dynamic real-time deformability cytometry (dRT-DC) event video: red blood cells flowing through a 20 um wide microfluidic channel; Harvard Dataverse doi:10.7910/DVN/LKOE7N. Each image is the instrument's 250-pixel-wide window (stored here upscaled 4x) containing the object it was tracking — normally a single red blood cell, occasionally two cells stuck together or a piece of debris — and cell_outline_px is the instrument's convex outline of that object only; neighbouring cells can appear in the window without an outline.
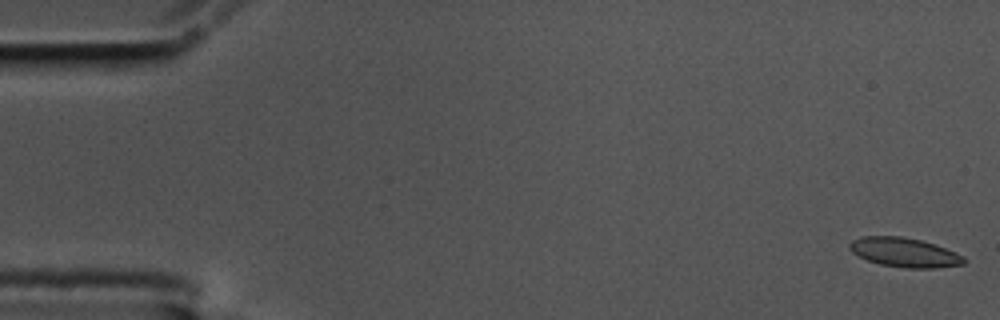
{"species": "common noctule bat (a hibernating species)", "species_latin": "Nyctalus noctula", "temperature_condition": "cold", "stored_images_in_passage": 59, "camera_frame_rate_fps": 3000, "um_per_image_px": 0.085, "animal": {"sex": "male", "body_mass_g": 17.5, "forearm_length_mm": 52.3}, "frame": {"image": 1, "passage_image": 1, "time_ms": 0.0, "image_size_px": [1000, 320], "cell_outline_px": [[968, 260], [964, 264], [936, 268], [904, 268], [880, 264], [868, 260], [852, 252], [848, 248], [848, 244], [852, 240], [860, 236], [900, 236], [920, 240], [936, 244], [964, 256]], "centroid_in_image_um": [76.89, 21.45], "position_along_channel_um": 8.1, "area_um2": 19.65}}
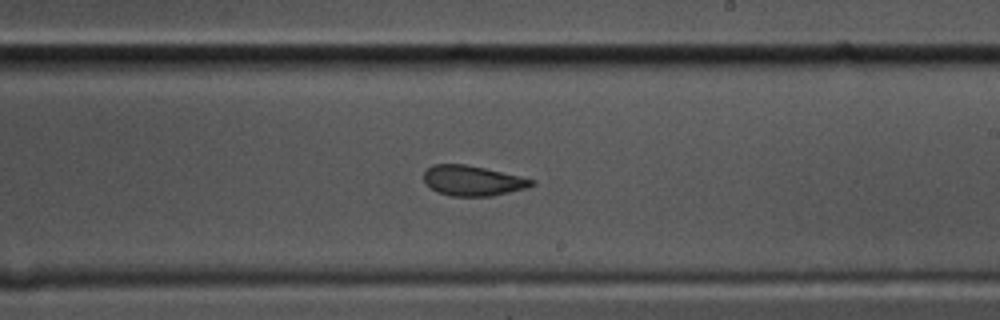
{"frame": {"image": 2, "passage_image": 34, "time_ms": 11.0, "image_size_px": [1000, 320], "cell_outline_px": [[536, 184], [524, 188], [492, 196], [452, 196], [436, 192], [424, 184], [424, 172], [432, 164], [464, 164], [484, 168], [520, 176], [536, 180]], "centroid_in_image_um": [40.14, 15.36], "position_along_channel_um": 248.9, "area_um2": 18.96}}
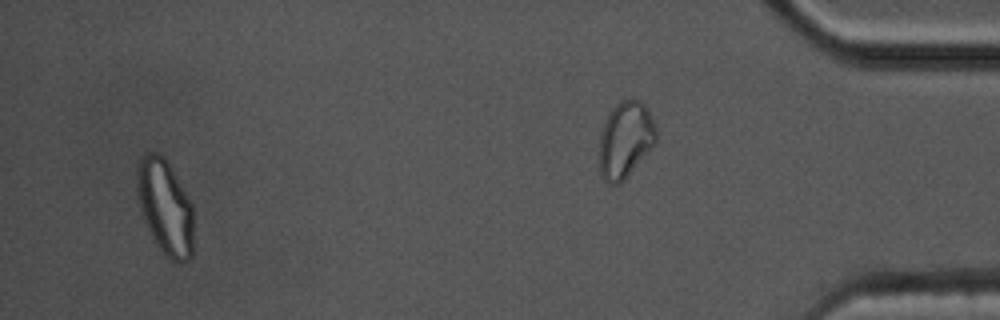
{"frame": {"image": 3, "passage_image": 56, "time_ms": 18.333, "image_size_px": [1000, 320], "cell_outline_px": [[192, 256], [188, 260], [180, 264], [168, 260], [164, 256], [152, 240], [144, 220], [140, 208], [136, 188], [136, 168], [144, 152], [156, 152], [164, 156], [192, 204]], "centroid_in_image_um": [14.01, 17.64], "position_along_channel_um": 421.2, "area_um2": 31.73}, "authors_computed_cell_mechanics": {"area_um2": 19.8254, "velocity_mm_per_s": 3.4372, "shape_relaxation_time_tau1_ms": null, "shape_relaxation_time_tau2_ms": 2.0105, "deformation_change_tau1": null, "deformation_change_tau2": 0.0714}}